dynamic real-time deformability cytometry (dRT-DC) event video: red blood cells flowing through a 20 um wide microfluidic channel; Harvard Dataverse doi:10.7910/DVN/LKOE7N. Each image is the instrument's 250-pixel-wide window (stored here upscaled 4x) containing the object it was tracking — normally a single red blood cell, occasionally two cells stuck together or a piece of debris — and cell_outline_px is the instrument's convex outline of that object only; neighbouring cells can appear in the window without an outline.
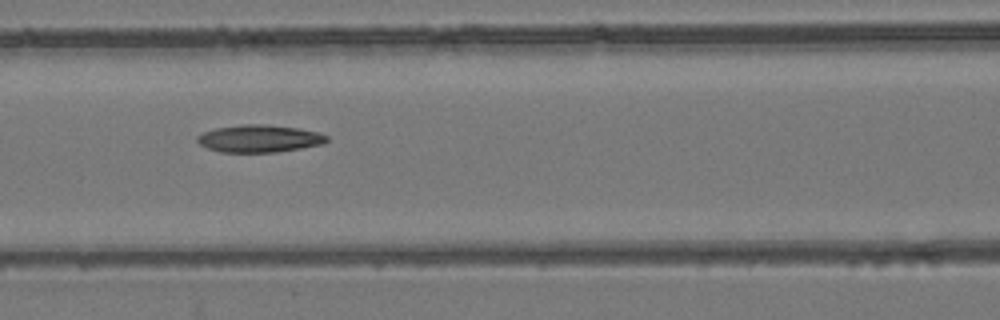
{"species": "common noctule bat (a hibernating species)", "species_latin": "Nyctalus noctula", "temperature_condition": "room temperature", "stored_images_in_passage": 8, "camera_frame_rate_fps": 3000, "um_per_image_px": 0.085, "animal": {"sex": "female", "body_mass_g": 24.6, "forearm_length_mm": 56.2}, "frame": {"image": 1, "passage_image": 6, "time_ms": 7.667, "image_size_px": [1000, 320], "cell_outline_px": [[328, 140], [320, 144], [300, 148], [276, 152], [220, 152], [208, 148], [200, 144], [196, 140], [196, 136], [204, 132], [216, 128], [240, 124], [260, 124], [296, 128], [316, 132], [328, 136]], "centroid_in_image_um": [21.99, 11.78], "position_along_channel_um": 144.6, "area_um2": 20.4}}
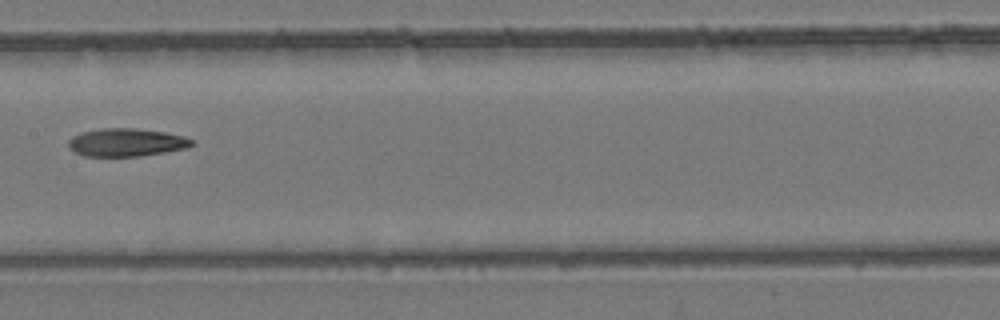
{"frame": {"image": 2, "passage_image": 7, "time_ms": 9.0, "image_size_px": [1000, 320], "cell_outline_px": [[192, 144], [188, 148], [140, 156], [84, 156], [68, 148], [68, 140], [72, 136], [84, 132], [100, 128], [136, 128], [164, 132], [184, 136], [192, 140]], "centroid_in_image_um": [10.72, 12.1], "position_along_channel_um": 196.7, "area_um2": 20.06}}
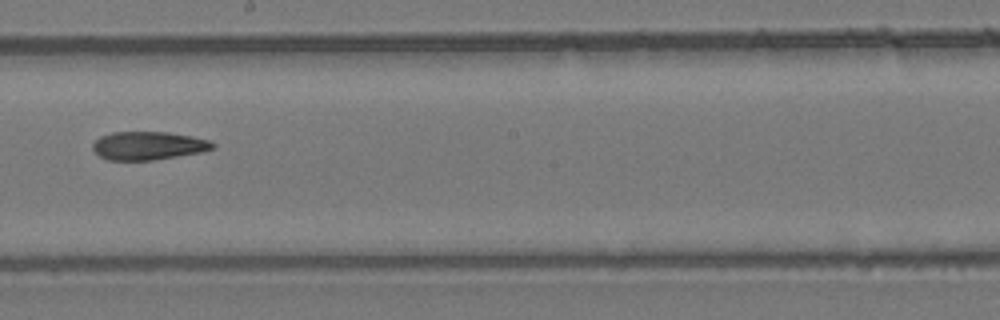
{"frame": {"image": 3, "passage_image": 8, "time_ms": 10.0, "image_size_px": [1000, 320], "cell_outline_px": [[216, 144], [212, 148], [200, 152], [152, 160], [108, 160], [100, 156], [92, 148], [92, 144], [100, 136], [112, 132], [168, 132], [192, 136], [208, 140]], "centroid_in_image_um": [12.57, 12.37], "position_along_channel_um": 235.6, "area_um2": 19.59}}